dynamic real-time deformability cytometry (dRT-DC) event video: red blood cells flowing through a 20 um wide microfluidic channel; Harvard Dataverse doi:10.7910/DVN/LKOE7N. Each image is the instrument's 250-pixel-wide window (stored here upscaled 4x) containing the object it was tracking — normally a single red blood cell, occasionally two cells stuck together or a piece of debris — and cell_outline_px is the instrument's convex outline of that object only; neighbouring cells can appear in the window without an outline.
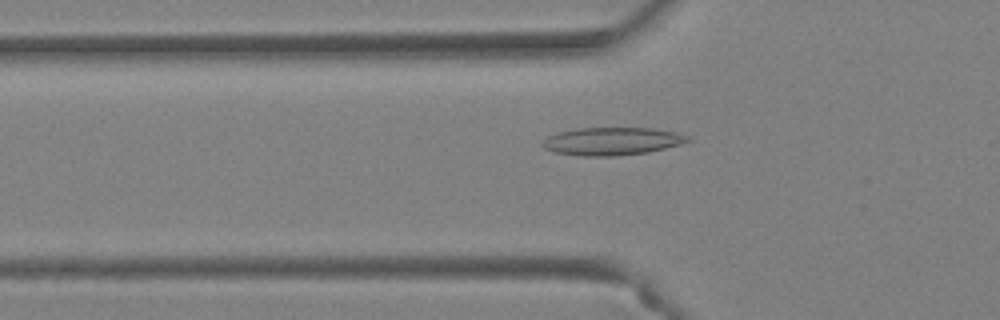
{"species": "Egyptian fruit bat (a non-hibernating species)", "species_latin": "Rousettus aegyptiacus", "temperature_condition": "warm", "stored_images_in_passage": 48, "camera_frame_rate_fps": 3000, "um_per_image_px": 0.085, "animal": {"sex": "female"}, "frame": {"image": 1, "passage_image": 17, "time_ms": 5.333, "image_size_px": [1000, 320], "cell_outline_px": [[692, 140], [680, 144], [648, 152], [616, 156], [580, 156], [552, 152], [544, 148], [540, 144], [548, 136], [560, 132], [576, 128], [652, 128], [676, 132], [688, 136]], "centroid_in_image_um": [52.0, 12.01], "position_along_channel_um": 73.8, "area_um2": 23.58}}
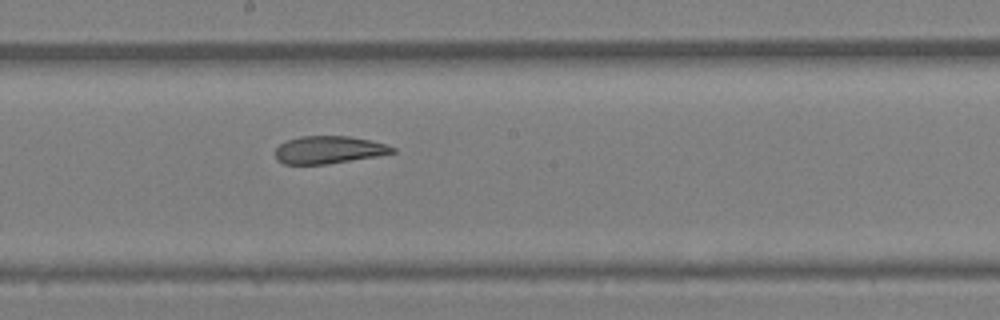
{"frame": {"image": 2, "passage_image": 27, "time_ms": 8.667, "image_size_px": [1000, 320], "cell_outline_px": [[396, 152], [376, 156], [328, 164], [284, 164], [276, 160], [276, 148], [280, 144], [288, 140], [300, 136], [348, 136], [368, 140], [384, 144], [396, 148]], "centroid_in_image_um": [27.92, 12.74], "position_along_channel_um": 220.3, "area_um2": 18.67}}
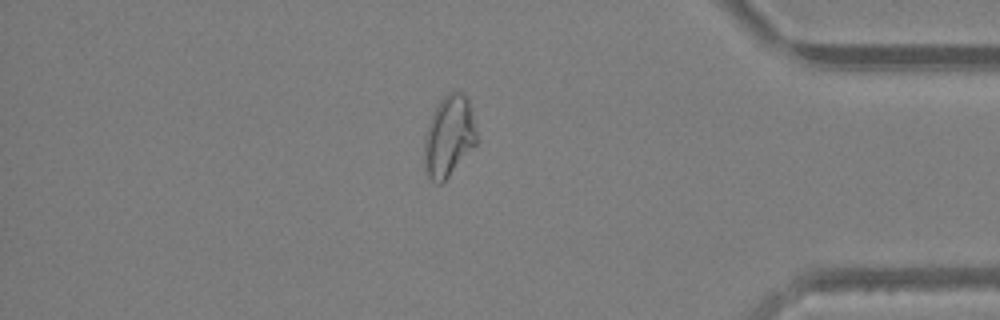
{"frame": {"image": 3, "passage_image": 41, "time_ms": 13.333, "image_size_px": [1000, 320], "cell_outline_px": [[476, 144], [448, 176], [440, 184], [436, 184], [428, 176], [424, 168], [424, 136], [428, 124], [440, 100], [448, 92], [464, 92], [468, 100], [476, 132]], "centroid_in_image_um": [38.13, 11.59], "position_along_channel_um": 397.1, "area_um2": 24.33}, "authors_computed_cell_mechanics": {"area_um2": 23.5824, "velocity_mm_per_s": 4.3942, "shape_relaxation_time_tau1_ms": null, "shape_relaxation_time_tau2_ms": 2.4582, "deformation_change_tau1": null, "deformation_change_tau2": 0.089}}